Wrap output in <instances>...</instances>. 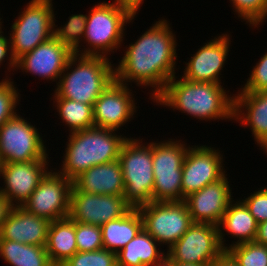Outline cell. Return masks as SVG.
<instances>
[{"instance_id": "16", "label": "cell", "mask_w": 267, "mask_h": 266, "mask_svg": "<svg viewBox=\"0 0 267 266\" xmlns=\"http://www.w3.org/2000/svg\"><path fill=\"white\" fill-rule=\"evenodd\" d=\"M49 160L0 164V178L4 187H0V195L14 206H23L49 168ZM49 168V169H48Z\"/></svg>"}, {"instance_id": "24", "label": "cell", "mask_w": 267, "mask_h": 266, "mask_svg": "<svg viewBox=\"0 0 267 266\" xmlns=\"http://www.w3.org/2000/svg\"><path fill=\"white\" fill-rule=\"evenodd\" d=\"M143 228L127 245L117 252V266H161L166 252Z\"/></svg>"}, {"instance_id": "19", "label": "cell", "mask_w": 267, "mask_h": 266, "mask_svg": "<svg viewBox=\"0 0 267 266\" xmlns=\"http://www.w3.org/2000/svg\"><path fill=\"white\" fill-rule=\"evenodd\" d=\"M227 174L219 181L191 193L183 201L186 203L193 223L219 225L232 198V188Z\"/></svg>"}, {"instance_id": "4", "label": "cell", "mask_w": 267, "mask_h": 266, "mask_svg": "<svg viewBox=\"0 0 267 266\" xmlns=\"http://www.w3.org/2000/svg\"><path fill=\"white\" fill-rule=\"evenodd\" d=\"M102 56L73 53L60 76L52 98H65L94 105L115 80V64Z\"/></svg>"}, {"instance_id": "15", "label": "cell", "mask_w": 267, "mask_h": 266, "mask_svg": "<svg viewBox=\"0 0 267 266\" xmlns=\"http://www.w3.org/2000/svg\"><path fill=\"white\" fill-rule=\"evenodd\" d=\"M131 91L114 80L93 105L94 127L119 131L130 122L138 111Z\"/></svg>"}, {"instance_id": "35", "label": "cell", "mask_w": 267, "mask_h": 266, "mask_svg": "<svg viewBox=\"0 0 267 266\" xmlns=\"http://www.w3.org/2000/svg\"><path fill=\"white\" fill-rule=\"evenodd\" d=\"M261 59L258 60L255 66L252 67V71L249 74V78L244 83V87L238 91L245 92H259L267 91V52L262 54Z\"/></svg>"}, {"instance_id": "28", "label": "cell", "mask_w": 267, "mask_h": 266, "mask_svg": "<svg viewBox=\"0 0 267 266\" xmlns=\"http://www.w3.org/2000/svg\"><path fill=\"white\" fill-rule=\"evenodd\" d=\"M53 102L69 133L94 127L92 105L65 98H53Z\"/></svg>"}, {"instance_id": "38", "label": "cell", "mask_w": 267, "mask_h": 266, "mask_svg": "<svg viewBox=\"0 0 267 266\" xmlns=\"http://www.w3.org/2000/svg\"><path fill=\"white\" fill-rule=\"evenodd\" d=\"M112 2L125 10L131 17H136L144 0H113Z\"/></svg>"}, {"instance_id": "3", "label": "cell", "mask_w": 267, "mask_h": 266, "mask_svg": "<svg viewBox=\"0 0 267 266\" xmlns=\"http://www.w3.org/2000/svg\"><path fill=\"white\" fill-rule=\"evenodd\" d=\"M117 133L98 127L69 133L61 169L56 171L73 182L91 167L117 160L128 139Z\"/></svg>"}, {"instance_id": "14", "label": "cell", "mask_w": 267, "mask_h": 266, "mask_svg": "<svg viewBox=\"0 0 267 266\" xmlns=\"http://www.w3.org/2000/svg\"><path fill=\"white\" fill-rule=\"evenodd\" d=\"M131 208L123 195L86 193L73 185L68 217L75 222L102 226L121 218Z\"/></svg>"}, {"instance_id": "32", "label": "cell", "mask_w": 267, "mask_h": 266, "mask_svg": "<svg viewBox=\"0 0 267 266\" xmlns=\"http://www.w3.org/2000/svg\"><path fill=\"white\" fill-rule=\"evenodd\" d=\"M16 88L13 79L9 76L0 81V126L19 113L16 112V108L19 104L21 94Z\"/></svg>"}, {"instance_id": "33", "label": "cell", "mask_w": 267, "mask_h": 266, "mask_svg": "<svg viewBox=\"0 0 267 266\" xmlns=\"http://www.w3.org/2000/svg\"><path fill=\"white\" fill-rule=\"evenodd\" d=\"M61 266H117V253L105 248L76 252Z\"/></svg>"}, {"instance_id": "12", "label": "cell", "mask_w": 267, "mask_h": 266, "mask_svg": "<svg viewBox=\"0 0 267 266\" xmlns=\"http://www.w3.org/2000/svg\"><path fill=\"white\" fill-rule=\"evenodd\" d=\"M72 188L73 182L58 173L56 168L49 170L22 207L50 222L66 218Z\"/></svg>"}, {"instance_id": "37", "label": "cell", "mask_w": 267, "mask_h": 266, "mask_svg": "<svg viewBox=\"0 0 267 266\" xmlns=\"http://www.w3.org/2000/svg\"><path fill=\"white\" fill-rule=\"evenodd\" d=\"M3 34H4V32L2 34H0V66L3 65L2 63L5 62V59L6 60L8 59V61H7L8 71L7 72H10V74H11V71H13V72H14V70L17 71L15 69L16 68V61L13 58L12 53H11L10 39H8V37L4 36Z\"/></svg>"}, {"instance_id": "18", "label": "cell", "mask_w": 267, "mask_h": 266, "mask_svg": "<svg viewBox=\"0 0 267 266\" xmlns=\"http://www.w3.org/2000/svg\"><path fill=\"white\" fill-rule=\"evenodd\" d=\"M72 54L73 52L65 44L53 36L19 57L15 69L46 81H55L57 85Z\"/></svg>"}, {"instance_id": "25", "label": "cell", "mask_w": 267, "mask_h": 266, "mask_svg": "<svg viewBox=\"0 0 267 266\" xmlns=\"http://www.w3.org/2000/svg\"><path fill=\"white\" fill-rule=\"evenodd\" d=\"M45 249L54 266H61L77 250L75 221L69 217L51 221L47 233Z\"/></svg>"}, {"instance_id": "20", "label": "cell", "mask_w": 267, "mask_h": 266, "mask_svg": "<svg viewBox=\"0 0 267 266\" xmlns=\"http://www.w3.org/2000/svg\"><path fill=\"white\" fill-rule=\"evenodd\" d=\"M233 120L251 129L255 144L267 155V91L234 94Z\"/></svg>"}, {"instance_id": "30", "label": "cell", "mask_w": 267, "mask_h": 266, "mask_svg": "<svg viewBox=\"0 0 267 266\" xmlns=\"http://www.w3.org/2000/svg\"><path fill=\"white\" fill-rule=\"evenodd\" d=\"M226 251L239 266H267V245L251 241L232 245Z\"/></svg>"}, {"instance_id": "2", "label": "cell", "mask_w": 267, "mask_h": 266, "mask_svg": "<svg viewBox=\"0 0 267 266\" xmlns=\"http://www.w3.org/2000/svg\"><path fill=\"white\" fill-rule=\"evenodd\" d=\"M177 77H172L152 102L202 121L233 120L234 95H229L222 84L192 82L181 75Z\"/></svg>"}, {"instance_id": "22", "label": "cell", "mask_w": 267, "mask_h": 266, "mask_svg": "<svg viewBox=\"0 0 267 266\" xmlns=\"http://www.w3.org/2000/svg\"><path fill=\"white\" fill-rule=\"evenodd\" d=\"M73 185L82 192L104 195H123L124 181L119 160L95 165L79 175Z\"/></svg>"}, {"instance_id": "27", "label": "cell", "mask_w": 267, "mask_h": 266, "mask_svg": "<svg viewBox=\"0 0 267 266\" xmlns=\"http://www.w3.org/2000/svg\"><path fill=\"white\" fill-rule=\"evenodd\" d=\"M0 257L11 266H54L45 246L0 239Z\"/></svg>"}, {"instance_id": "34", "label": "cell", "mask_w": 267, "mask_h": 266, "mask_svg": "<svg viewBox=\"0 0 267 266\" xmlns=\"http://www.w3.org/2000/svg\"><path fill=\"white\" fill-rule=\"evenodd\" d=\"M75 236L78 252L96 251L104 248L101 228L98 225L75 222Z\"/></svg>"}, {"instance_id": "42", "label": "cell", "mask_w": 267, "mask_h": 266, "mask_svg": "<svg viewBox=\"0 0 267 266\" xmlns=\"http://www.w3.org/2000/svg\"><path fill=\"white\" fill-rule=\"evenodd\" d=\"M168 266H201L195 264H187V263H177V262H165Z\"/></svg>"}, {"instance_id": "23", "label": "cell", "mask_w": 267, "mask_h": 266, "mask_svg": "<svg viewBox=\"0 0 267 266\" xmlns=\"http://www.w3.org/2000/svg\"><path fill=\"white\" fill-rule=\"evenodd\" d=\"M258 229L256 219L250 214L246 205L239 200H232L227 207L220 224L218 225L219 240L222 248L226 251L230 246L251 242L255 240ZM227 234H225V232ZM225 235L235 237L233 244H226ZM237 238V239H236ZM227 246H226V245Z\"/></svg>"}, {"instance_id": "8", "label": "cell", "mask_w": 267, "mask_h": 266, "mask_svg": "<svg viewBox=\"0 0 267 266\" xmlns=\"http://www.w3.org/2000/svg\"><path fill=\"white\" fill-rule=\"evenodd\" d=\"M189 147L176 139L152 142L153 202L182 201V165Z\"/></svg>"}, {"instance_id": "13", "label": "cell", "mask_w": 267, "mask_h": 266, "mask_svg": "<svg viewBox=\"0 0 267 266\" xmlns=\"http://www.w3.org/2000/svg\"><path fill=\"white\" fill-rule=\"evenodd\" d=\"M223 154L208 145H191L182 165V201L191 193L215 183L226 175Z\"/></svg>"}, {"instance_id": "41", "label": "cell", "mask_w": 267, "mask_h": 266, "mask_svg": "<svg viewBox=\"0 0 267 266\" xmlns=\"http://www.w3.org/2000/svg\"><path fill=\"white\" fill-rule=\"evenodd\" d=\"M255 242L267 245V221L258 224Z\"/></svg>"}, {"instance_id": "31", "label": "cell", "mask_w": 267, "mask_h": 266, "mask_svg": "<svg viewBox=\"0 0 267 266\" xmlns=\"http://www.w3.org/2000/svg\"><path fill=\"white\" fill-rule=\"evenodd\" d=\"M232 9L250 28L260 27L267 19V0H229ZM259 25V26H258Z\"/></svg>"}, {"instance_id": "21", "label": "cell", "mask_w": 267, "mask_h": 266, "mask_svg": "<svg viewBox=\"0 0 267 266\" xmlns=\"http://www.w3.org/2000/svg\"><path fill=\"white\" fill-rule=\"evenodd\" d=\"M50 221L15 206L2 224L0 239L45 246Z\"/></svg>"}, {"instance_id": "26", "label": "cell", "mask_w": 267, "mask_h": 266, "mask_svg": "<svg viewBox=\"0 0 267 266\" xmlns=\"http://www.w3.org/2000/svg\"><path fill=\"white\" fill-rule=\"evenodd\" d=\"M100 228L103 247L117 253L143 229V219L138 208H131L121 218L109 221Z\"/></svg>"}, {"instance_id": "5", "label": "cell", "mask_w": 267, "mask_h": 266, "mask_svg": "<svg viewBox=\"0 0 267 266\" xmlns=\"http://www.w3.org/2000/svg\"><path fill=\"white\" fill-rule=\"evenodd\" d=\"M88 11L83 43L74 53L80 55L102 56L108 58L122 47L125 37V26L134 22L125 10L113 2L93 4ZM121 46V47H120ZM81 49V50H80ZM115 50V52H114Z\"/></svg>"}, {"instance_id": "40", "label": "cell", "mask_w": 267, "mask_h": 266, "mask_svg": "<svg viewBox=\"0 0 267 266\" xmlns=\"http://www.w3.org/2000/svg\"><path fill=\"white\" fill-rule=\"evenodd\" d=\"M210 266H239L234 258L224 251L219 257H217Z\"/></svg>"}, {"instance_id": "6", "label": "cell", "mask_w": 267, "mask_h": 266, "mask_svg": "<svg viewBox=\"0 0 267 266\" xmlns=\"http://www.w3.org/2000/svg\"><path fill=\"white\" fill-rule=\"evenodd\" d=\"M118 160L123 173L126 202L132 208L153 202L152 141L146 144L140 137H128Z\"/></svg>"}, {"instance_id": "39", "label": "cell", "mask_w": 267, "mask_h": 266, "mask_svg": "<svg viewBox=\"0 0 267 266\" xmlns=\"http://www.w3.org/2000/svg\"><path fill=\"white\" fill-rule=\"evenodd\" d=\"M15 206L9 202L4 196L0 195V231L5 219L9 216L10 212Z\"/></svg>"}, {"instance_id": "43", "label": "cell", "mask_w": 267, "mask_h": 266, "mask_svg": "<svg viewBox=\"0 0 267 266\" xmlns=\"http://www.w3.org/2000/svg\"><path fill=\"white\" fill-rule=\"evenodd\" d=\"M0 15H1V14H0ZM1 19H2V18H0V34H2V33L4 32V31H2V26H3V25H1V24H2L3 20L1 21Z\"/></svg>"}, {"instance_id": "17", "label": "cell", "mask_w": 267, "mask_h": 266, "mask_svg": "<svg viewBox=\"0 0 267 266\" xmlns=\"http://www.w3.org/2000/svg\"><path fill=\"white\" fill-rule=\"evenodd\" d=\"M230 36L219 34L203 46L185 62L186 66L181 77L192 82H207L222 84L221 70L225 67L230 51Z\"/></svg>"}, {"instance_id": "7", "label": "cell", "mask_w": 267, "mask_h": 266, "mask_svg": "<svg viewBox=\"0 0 267 266\" xmlns=\"http://www.w3.org/2000/svg\"><path fill=\"white\" fill-rule=\"evenodd\" d=\"M11 25L10 46L15 61L54 36L52 0H30Z\"/></svg>"}, {"instance_id": "1", "label": "cell", "mask_w": 267, "mask_h": 266, "mask_svg": "<svg viewBox=\"0 0 267 266\" xmlns=\"http://www.w3.org/2000/svg\"><path fill=\"white\" fill-rule=\"evenodd\" d=\"M170 25L165 18L159 19L125 47L123 57L114 67L115 81L128 86L133 82L143 88L152 87V101L163 91L176 75L177 66V39Z\"/></svg>"}, {"instance_id": "36", "label": "cell", "mask_w": 267, "mask_h": 266, "mask_svg": "<svg viewBox=\"0 0 267 266\" xmlns=\"http://www.w3.org/2000/svg\"><path fill=\"white\" fill-rule=\"evenodd\" d=\"M247 198L241 201L249 209L250 214L256 219L259 224L267 221V186L259 188L258 191H253Z\"/></svg>"}, {"instance_id": "10", "label": "cell", "mask_w": 267, "mask_h": 266, "mask_svg": "<svg viewBox=\"0 0 267 266\" xmlns=\"http://www.w3.org/2000/svg\"><path fill=\"white\" fill-rule=\"evenodd\" d=\"M143 228L168 250L193 224L184 201L151 202L138 207ZM163 244V245H162Z\"/></svg>"}, {"instance_id": "9", "label": "cell", "mask_w": 267, "mask_h": 266, "mask_svg": "<svg viewBox=\"0 0 267 266\" xmlns=\"http://www.w3.org/2000/svg\"><path fill=\"white\" fill-rule=\"evenodd\" d=\"M25 119L17 113L0 126V164L49 159L40 130Z\"/></svg>"}, {"instance_id": "29", "label": "cell", "mask_w": 267, "mask_h": 266, "mask_svg": "<svg viewBox=\"0 0 267 266\" xmlns=\"http://www.w3.org/2000/svg\"><path fill=\"white\" fill-rule=\"evenodd\" d=\"M87 13L72 14L63 26L54 24V36L65 44L73 53L81 47L86 28Z\"/></svg>"}, {"instance_id": "11", "label": "cell", "mask_w": 267, "mask_h": 266, "mask_svg": "<svg viewBox=\"0 0 267 266\" xmlns=\"http://www.w3.org/2000/svg\"><path fill=\"white\" fill-rule=\"evenodd\" d=\"M224 251L220 244L217 225L193 223L166 251L165 262L210 266Z\"/></svg>"}]
</instances>
